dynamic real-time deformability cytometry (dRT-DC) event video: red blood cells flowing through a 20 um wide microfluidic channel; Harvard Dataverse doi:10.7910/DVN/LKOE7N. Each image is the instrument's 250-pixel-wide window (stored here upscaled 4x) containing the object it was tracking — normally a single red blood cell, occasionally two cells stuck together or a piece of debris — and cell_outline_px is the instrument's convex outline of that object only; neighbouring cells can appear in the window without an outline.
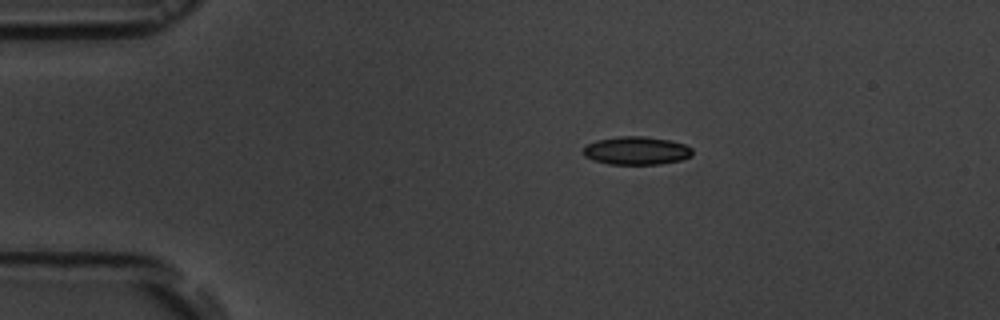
{"species": "common noctule bat (a hibernating species)", "species_latin": "Nyctalus noctula", "temperature_condition": "room temperature", "stored_images_in_passage": 9, "camera_frame_rate_fps": 3000, "um_per_image_px": 0.085, "animal": {"sex": "male", "body_mass_g": 19.5, "forearm_length_mm": 54.6}, "frame": {"image": 1, "passage_image": 3, "time_ms": 2.333, "image_size_px": [1000, 320], "cell_outline_px": [[692, 156], [680, 160], [660, 164], [608, 164], [592, 160], [584, 156], [584, 148], [588, 144], [596, 140], [620, 136], [644, 136], [668, 140], [684, 144], [692, 148]], "centroid_in_image_um": [54.09, 12.81], "position_along_channel_um": 30.9, "area_um2": 17.86}}
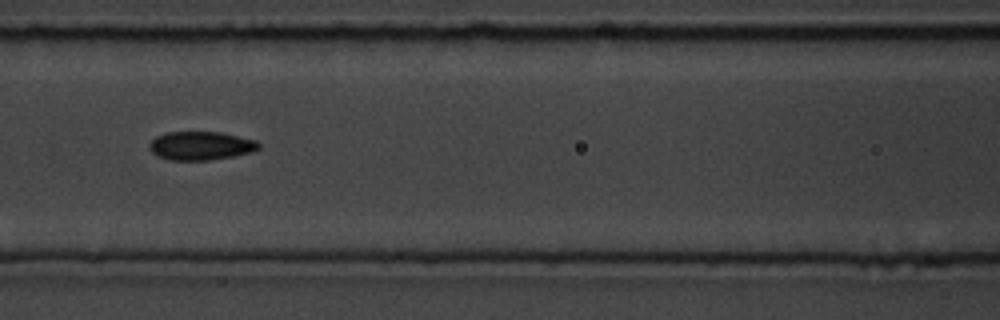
{"frame": {"image": 2, "passage_image": 7, "time_ms": 7.0, "image_size_px": [1000, 320], "cell_outline_px": [[260, 148], [252, 152], [232, 156], [208, 160], [168, 160], [152, 152], [148, 148], [148, 144], [156, 136], [168, 132], [220, 132], [256, 140], [260, 144]], "centroid_in_image_um": [17.06, 12.38], "position_along_channel_um": 149.5, "area_um2": 18.15}}
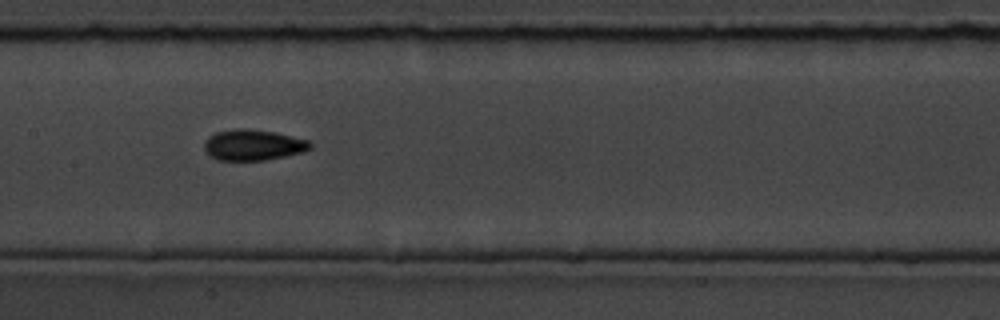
{"frame": {"image": 3, "passage_image": 8, "time_ms": 8.0, "image_size_px": [1000, 320], "cell_outline_px": [[312, 148], [304, 152], [264, 160], [216, 160], [204, 148], [204, 140], [208, 136], [216, 132], [240, 128], [244, 128], [276, 132], [308, 140], [312, 144]], "centroid_in_image_um": [21.53, 12.31], "position_along_channel_um": 185.9, "area_um2": 19.02}}